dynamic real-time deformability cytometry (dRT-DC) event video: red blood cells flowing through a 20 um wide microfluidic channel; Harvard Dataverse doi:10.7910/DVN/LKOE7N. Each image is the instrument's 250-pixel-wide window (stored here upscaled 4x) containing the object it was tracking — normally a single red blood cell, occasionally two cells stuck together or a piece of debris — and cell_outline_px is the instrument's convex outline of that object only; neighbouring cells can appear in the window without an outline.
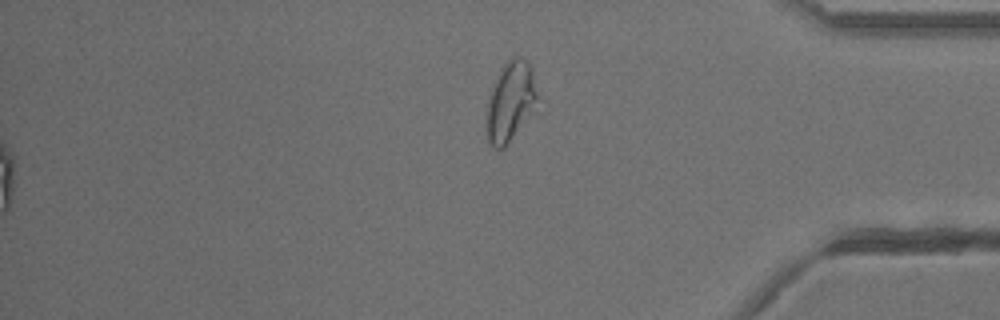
{"species": "common noctule bat (a hibernating species)", "species_latin": "Nyctalus noctula", "temperature_condition": "warm", "stored_images_in_passage": 42, "segment_of_instrument_passage": [2, 2], "camera_frame_rate_fps": 3000, "um_per_image_px": 0.085, "animal": {"sex": "male", "body_mass_g": 13.3}, "frame": {"image": 1, "passage_image": 42, "time_ms": 13.667, "image_size_px": [1000, 320], "cell_outline_px": [[540, 96], [504, 148], [492, 148], [488, 140], [488, 96], [496, 76], [500, 68], [512, 56], [520, 56], [528, 64], [532, 72]], "centroid_in_image_um": [43.37, 8.55], "position_along_channel_um": 391.8, "area_um2": 22.77}}